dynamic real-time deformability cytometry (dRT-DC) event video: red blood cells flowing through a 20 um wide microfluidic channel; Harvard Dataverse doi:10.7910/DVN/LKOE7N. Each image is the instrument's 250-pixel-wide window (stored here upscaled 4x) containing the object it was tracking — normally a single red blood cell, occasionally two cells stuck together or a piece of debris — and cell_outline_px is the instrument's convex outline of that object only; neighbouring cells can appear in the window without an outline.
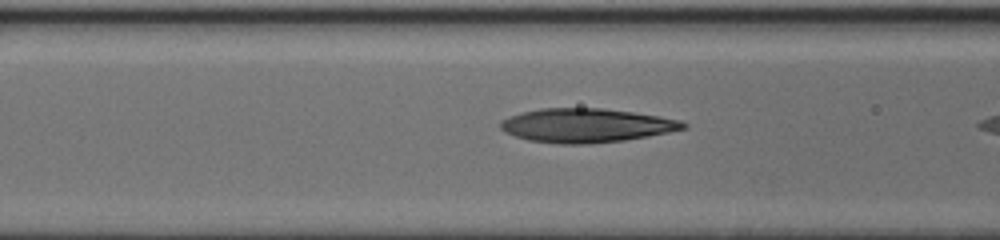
{"species": "human", "species_latin": "Homo sapiens", "temperature_condition": "cold", "stored_images_in_passage": 25, "camera_frame_rate_fps": 3000, "um_per_image_px": 0.085, "donor": {"sex": "female"}, "frame": {"image": 1, "passage_image": 20, "time_ms": 6.333, "image_size_px": [1000, 240], "cell_outline_px": [[688, 124], [684, 128], [668, 132], [648, 136], [624, 140], [588, 144], [560, 144], [528, 140], [504, 132], [500, 128], [500, 120], [508, 116], [520, 112], [540, 108], [604, 108], [660, 116], [680, 120]], "centroid_in_image_um": [49.78, 10.65], "position_along_channel_um": 116.8, "area_um2": 36.24}}
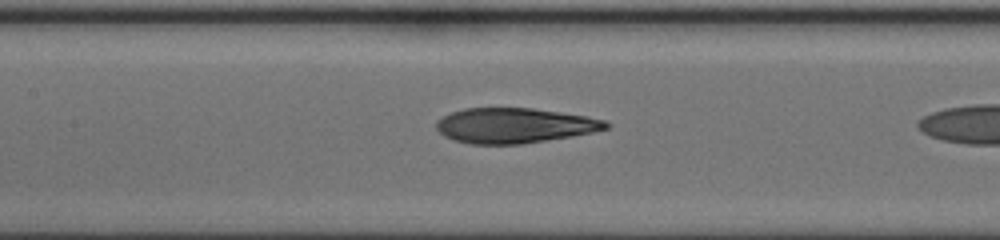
{"frame": {"image": 2, "passage_image": 24, "time_ms": 7.667, "image_size_px": [1000, 240], "cell_outline_px": [[612, 124], [608, 128], [592, 132], [572, 136], [520, 144], [472, 144], [456, 140], [444, 136], [436, 128], [436, 120], [452, 112], [464, 108], [532, 108], [588, 116], [604, 120]], "centroid_in_image_um": [43.74, 10.66], "position_along_channel_um": 163.7, "area_um2": 34.56}}